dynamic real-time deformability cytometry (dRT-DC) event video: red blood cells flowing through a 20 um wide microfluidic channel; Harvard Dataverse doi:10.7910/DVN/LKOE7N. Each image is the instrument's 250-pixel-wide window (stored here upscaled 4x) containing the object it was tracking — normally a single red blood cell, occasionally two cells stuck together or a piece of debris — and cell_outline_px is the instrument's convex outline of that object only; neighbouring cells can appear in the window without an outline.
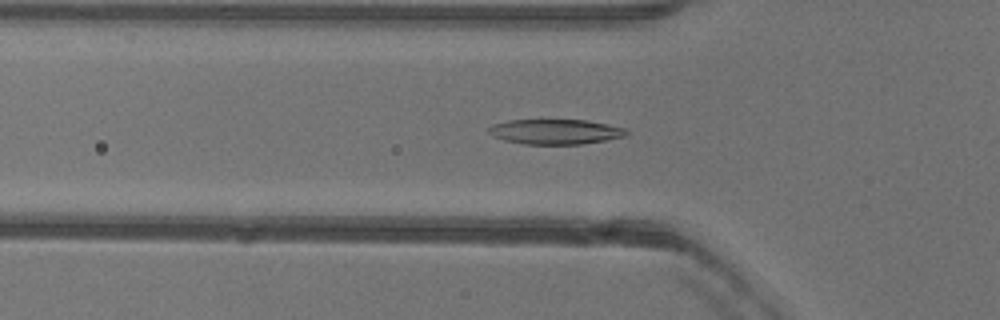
{"species": "common noctule bat (a hibernating species)", "species_latin": "Nyctalus noctula", "temperature_condition": "warm", "stored_images_in_passage": 51, "camera_frame_rate_fps": 3000, "um_per_image_px": 0.085, "animal": {"sex": "female"}, "frame": {"image": 1, "passage_image": 17, "time_ms": 5.333, "image_size_px": [1000, 320], "cell_outline_px": [[632, 132], [624, 136], [584, 144], [524, 144], [504, 140], [492, 136], [488, 132], [488, 128], [492, 124], [508, 120], [588, 120], [608, 124], [624, 128]], "centroid_in_image_um": [47.2, 11.19], "position_along_channel_um": 78.6, "area_um2": 20.17}}
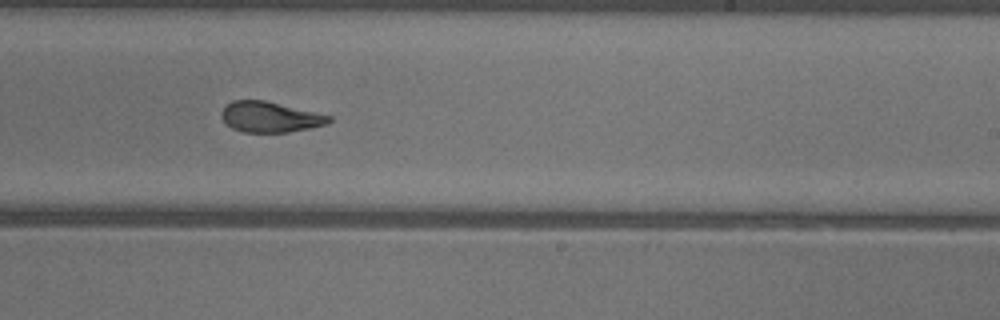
{"frame": {"image": 2, "passage_image": 31, "time_ms": 10.0, "image_size_px": [1000, 320], "cell_outline_px": [[332, 120], [324, 124], [308, 128], [288, 132], [244, 132], [232, 128], [220, 116], [220, 112], [224, 104], [232, 100], [264, 100], [332, 116]], "centroid_in_image_um": [22.89, 9.93], "position_along_channel_um": 266.1, "area_um2": 19.02}}
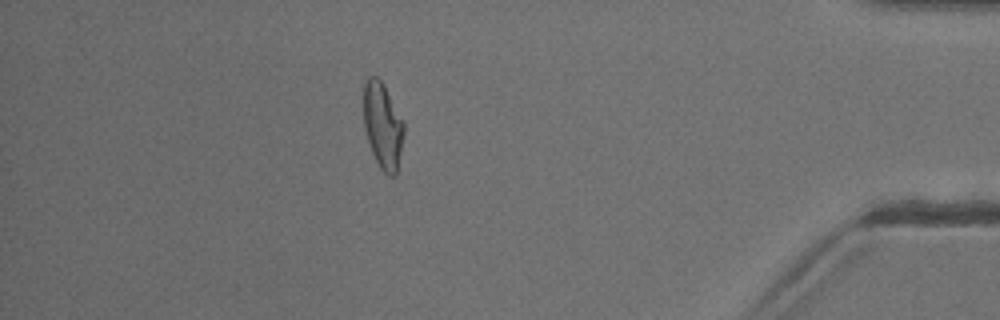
{"frame": {"image": 3, "passage_image": 45, "time_ms": 14.667, "image_size_px": [1000, 320], "cell_outline_px": [[404, 132], [396, 176], [388, 176], [380, 168], [372, 152], [364, 128], [364, 84], [368, 76], [376, 76], [384, 84], [404, 120]], "centroid_in_image_um": [32.54, 10.66], "position_along_channel_um": 402.7, "area_um2": 20.29}, "authors_computed_cell_mechanics": {"area_um2": 20.519, "velocity_mm_per_s": 3.9994, "shape_relaxation_time_tau1_ms": 8.3666, "shape_relaxation_time_tau2_ms": 1.985, "deformation_change_tau1": 0.2803, "deformation_change_tau2": 0.0879}}